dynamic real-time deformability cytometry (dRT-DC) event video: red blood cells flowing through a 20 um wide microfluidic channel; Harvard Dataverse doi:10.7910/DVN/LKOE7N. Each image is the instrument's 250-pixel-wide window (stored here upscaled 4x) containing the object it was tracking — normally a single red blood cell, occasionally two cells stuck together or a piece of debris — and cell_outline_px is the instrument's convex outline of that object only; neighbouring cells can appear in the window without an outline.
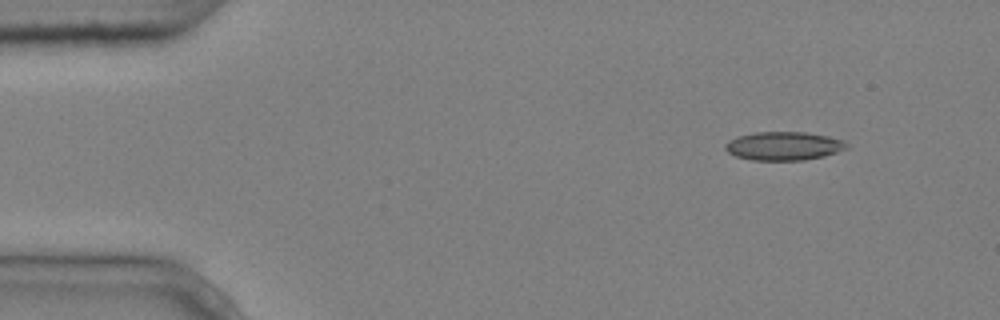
{"species": "common noctule bat (a hibernating species)", "species_latin": "Nyctalus noctula", "temperature_condition": "cold", "stored_images_in_passage": 10, "camera_frame_rate_fps": 3000, "um_per_image_px": 0.085, "animal": {"sex": "male", "body_mass_g": 20.4}, "frame": {"image": 1, "passage_image": 1, "time_ms": 0.0, "image_size_px": [1000, 320], "cell_outline_px": [[848, 148], [824, 156], [804, 160], [752, 160], [736, 156], [728, 152], [724, 148], [724, 144], [728, 140], [736, 136], [752, 132], [804, 132], [828, 136], [844, 140], [848, 144]], "centroid_in_image_um": [66.59, 12.4], "position_along_channel_um": 18.4, "area_um2": 20.35}}
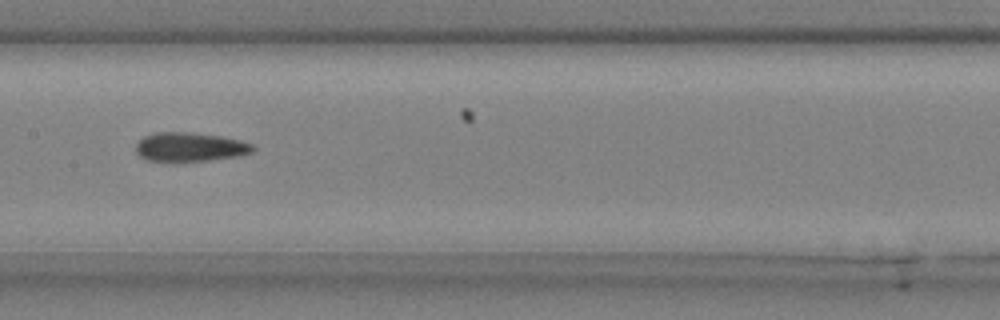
{"frame": {"image": 2, "passage_image": 7, "time_ms": 2.0, "image_size_px": [1000, 320], "cell_outline_px": [[256, 148], [252, 152], [236, 156], [208, 160], [176, 164], [172, 164], [148, 160], [140, 156], [136, 152], [136, 144], [144, 136], [156, 132], [188, 132], [220, 136], [240, 140], [252, 144]], "centroid_in_image_um": [16.1, 12.53], "position_along_channel_um": 191.3, "area_um2": 20.29}}
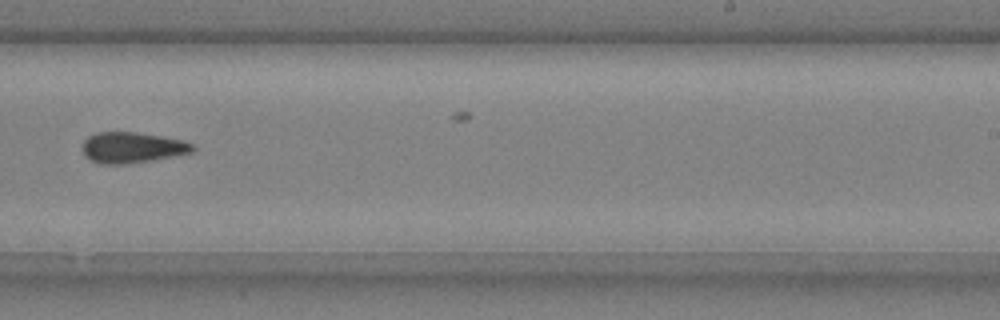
{"frame": {"image": 3, "passage_image": 9, "time_ms": 2.667, "image_size_px": [1000, 320], "cell_outline_px": [[196, 148], [192, 152], [176, 156], [152, 160], [124, 164], [100, 164], [84, 156], [84, 140], [88, 136], [96, 132], [136, 132], [184, 140], [192, 144]], "centroid_in_image_um": [11.25, 12.54], "position_along_channel_um": 277.7, "area_um2": 19.77}}